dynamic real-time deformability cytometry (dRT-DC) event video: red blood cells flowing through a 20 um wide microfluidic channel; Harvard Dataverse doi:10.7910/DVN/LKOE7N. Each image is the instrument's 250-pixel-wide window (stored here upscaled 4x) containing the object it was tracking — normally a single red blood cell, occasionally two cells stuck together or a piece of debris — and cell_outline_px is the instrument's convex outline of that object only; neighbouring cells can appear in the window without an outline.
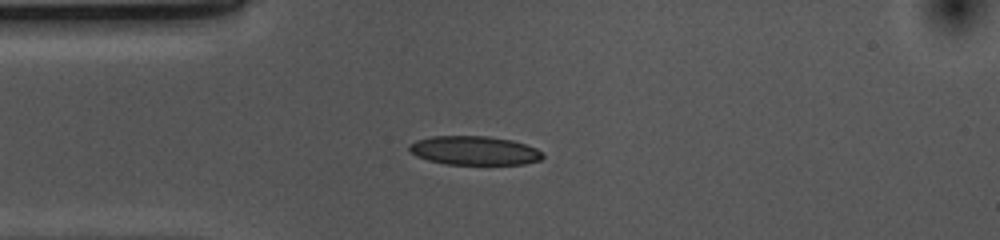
{"species": "common noctule bat (a hibernating species)", "species_latin": "Nyctalus noctula", "temperature_condition": "cold", "stored_images_in_passage": 41, "camera_frame_rate_fps": 3000, "um_per_image_px": 0.085, "animal": {"sex": "female", "body_mass_g": 10.0, "forearm_length_mm": 53.1}, "frame": {"image": 1, "passage_image": 1, "time_ms": 0.0, "image_size_px": [1000, 240], "cell_outline_px": [[544, 156], [540, 160], [524, 164], [444, 164], [428, 160], [416, 156], [408, 148], [408, 144], [416, 140], [432, 136], [488, 136], [512, 140], [536, 148]], "centroid_in_image_um": [40.29, 12.79], "position_along_channel_um": 44.7, "area_um2": 22.43}}
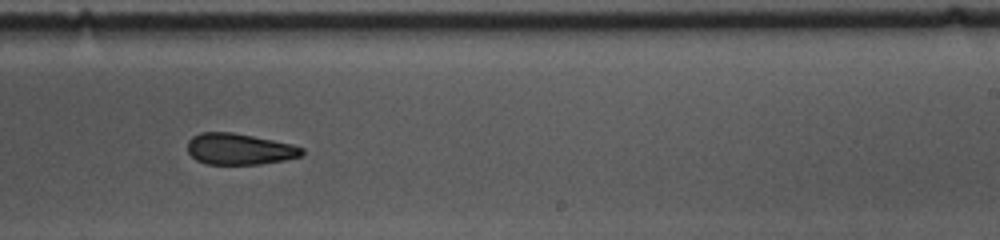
{"frame": {"image": 2, "passage_image": 20, "time_ms": 6.333, "image_size_px": [1000, 240], "cell_outline_px": [[304, 152], [300, 156], [284, 160], [260, 164], [208, 164], [196, 160], [188, 152], [188, 140], [192, 136], [200, 132], [232, 132], [292, 144], [304, 148]], "centroid_in_image_um": [20.33, 12.67], "position_along_channel_um": 268.7, "area_um2": 20.75}}
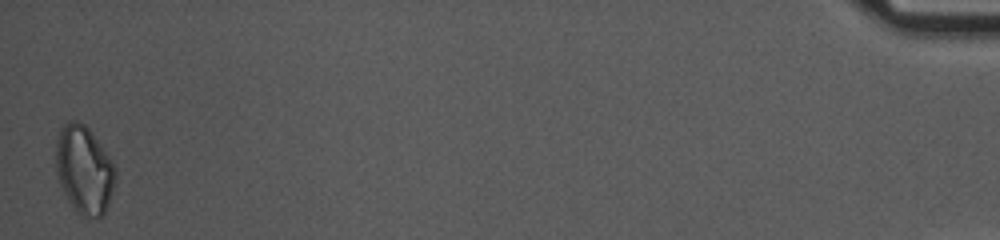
{"frame": {"image": 3, "passage_image": 41, "time_ms": 13.333, "image_size_px": [1000, 240], "cell_outline_px": [[116, 184], [108, 204], [104, 212], [100, 216], [84, 220], [76, 212], [68, 200], [60, 184], [56, 172], [56, 140], [60, 128], [68, 120], [76, 120], [84, 124], [88, 128], [112, 160], [116, 168]], "centroid_in_image_um": [7.16, 14.45], "position_along_channel_um": 428.0, "area_um2": 30.87}, "authors_computed_cell_mechanics": {"area_um2": 22.253, "velocity_mm_per_s": 3.699, "shape_relaxation_time_tau1_ms": null, "shape_relaxation_time_tau2_ms": 8.4328, "deformation_change_tau1": null, "deformation_change_tau2": 0.1802}}